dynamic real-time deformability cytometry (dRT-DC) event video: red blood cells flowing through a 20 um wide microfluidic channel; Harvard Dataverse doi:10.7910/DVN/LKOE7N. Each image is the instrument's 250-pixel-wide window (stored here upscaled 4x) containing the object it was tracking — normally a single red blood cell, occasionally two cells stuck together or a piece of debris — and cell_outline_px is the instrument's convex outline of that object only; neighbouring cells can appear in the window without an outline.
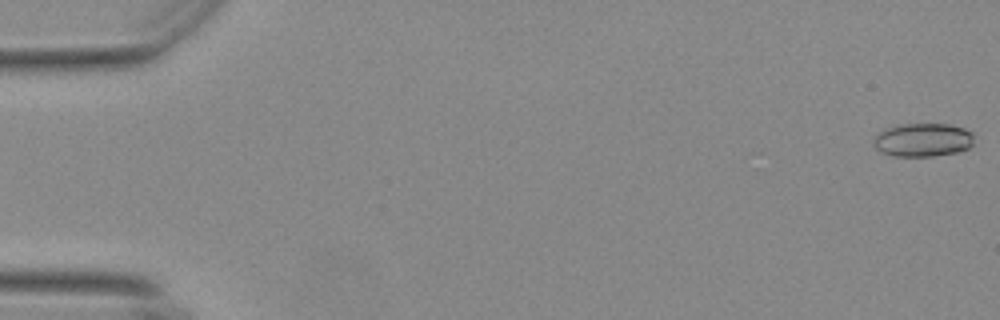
{"species": "Egyptian fruit bat (a non-hibernating species)", "species_latin": "Rousettus aegyptiacus", "temperature_condition": "warm", "stored_images_in_passage": 13, "camera_frame_rate_fps": 3000, "um_per_image_px": 0.085, "animal": {"sex": "female"}, "frame": {"image": 1, "passage_image": 1, "time_ms": 0.0, "image_size_px": [1000, 320], "cell_outline_px": [[972, 144], [968, 148], [956, 152], [932, 156], [892, 156], [880, 152], [872, 144], [872, 140], [876, 132], [884, 128], [900, 124], [948, 124], [964, 128], [972, 132]], "centroid_in_image_um": [78.36, 11.88], "position_along_channel_um": 6.6, "area_um2": 19.83}}